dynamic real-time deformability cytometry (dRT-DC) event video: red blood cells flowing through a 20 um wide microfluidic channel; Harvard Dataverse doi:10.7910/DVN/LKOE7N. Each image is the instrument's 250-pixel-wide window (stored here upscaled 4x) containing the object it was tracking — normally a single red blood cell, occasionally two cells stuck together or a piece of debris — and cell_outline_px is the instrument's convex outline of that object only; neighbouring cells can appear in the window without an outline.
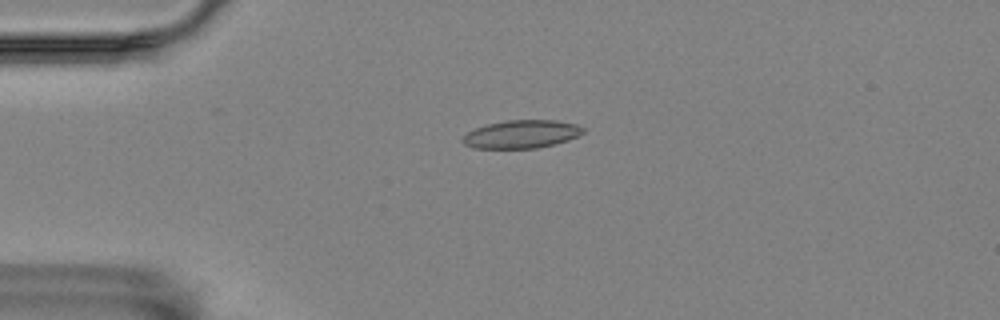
{"species": "Egyptian fruit bat (a non-hibernating species)", "species_latin": "Rousettus aegyptiacus", "temperature_condition": "room temperature", "stored_images_in_passage": 57, "camera_frame_rate_fps": 3000, "um_per_image_px": 0.085, "animal": {"sex": "female"}, "frame": {"image": 1, "passage_image": 14, "time_ms": 4.333, "image_size_px": [1000, 320], "cell_outline_px": [[584, 132], [568, 140], [536, 148], [472, 148], [464, 144], [460, 140], [468, 132], [476, 128], [488, 124], [508, 120], [556, 120], [576, 124], [584, 128]], "centroid_in_image_um": [44.31, 11.4], "position_along_channel_um": 40.7, "area_um2": 19.54}}
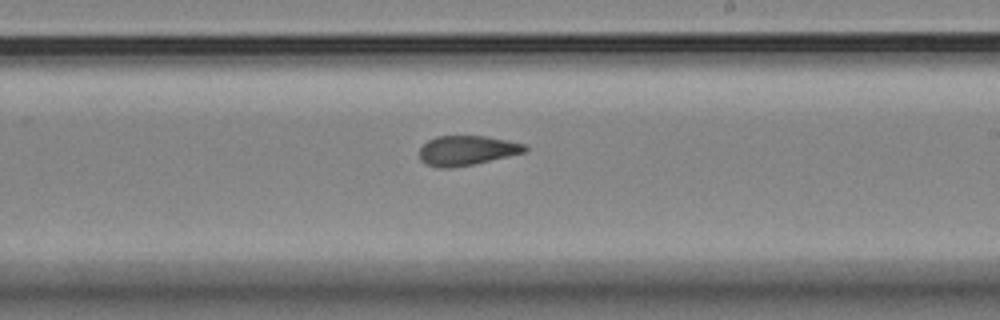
{"frame": {"image": 2, "passage_image": 34, "time_ms": 11.0, "image_size_px": [1000, 320], "cell_outline_px": [[528, 148], [524, 152], [472, 164], [452, 168], [436, 168], [424, 164], [420, 160], [420, 148], [428, 140], [436, 136], [484, 136], [524, 144]], "centroid_in_image_um": [39.6, 12.8], "position_along_channel_um": 249.4, "area_um2": 18.03}}
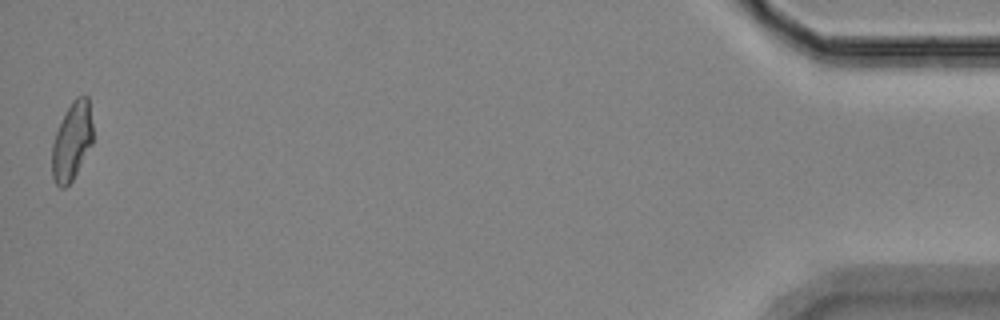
{"frame": {"image": 3, "passage_image": 57, "time_ms": 18.667, "image_size_px": [1000, 320], "cell_outline_px": [[92, 144], [72, 180], [64, 188], [60, 188], [56, 184], [52, 176], [52, 144], [56, 132], [72, 100], [76, 96], [88, 96], [92, 124]], "centroid_in_image_um": [6.11, 12.01], "position_along_channel_um": 429.1, "area_um2": 18.32}, "authors_computed_cell_mechanics": {"area_um2": 19.0162, "velocity_mm_per_s": 3.5127, "shape_relaxation_time_tau1_ms": null, "shape_relaxation_time_tau2_ms": 2.1823, "deformation_change_tau1": null, "deformation_change_tau2": 0.0999}}